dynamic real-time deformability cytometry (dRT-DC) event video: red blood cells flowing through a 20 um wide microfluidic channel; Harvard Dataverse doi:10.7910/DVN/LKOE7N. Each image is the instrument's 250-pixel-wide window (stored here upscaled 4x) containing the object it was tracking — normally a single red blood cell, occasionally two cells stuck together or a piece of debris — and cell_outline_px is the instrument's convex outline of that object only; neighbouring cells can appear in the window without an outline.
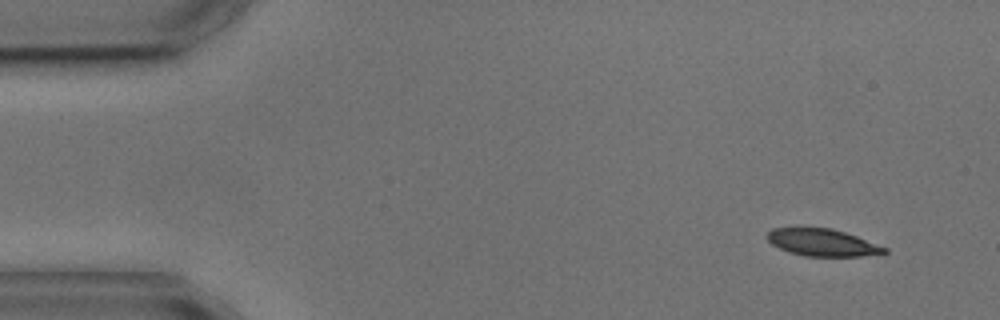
{"species": "common noctule bat (a hibernating species)", "species_latin": "Nyctalus noctula", "temperature_condition": "cold", "stored_images_in_passage": 3, "camera_frame_rate_fps": 3000, "um_per_image_px": 0.085, "animal": {"sex": "male", "body_mass_g": 17.9, "forearm_length_mm": 54.2}, "frame": {"image": 1, "passage_image": 1, "time_ms": 0.0, "image_size_px": [1000, 320], "cell_outline_px": [[888, 252], [860, 256], [804, 256], [788, 252], [772, 244], [764, 236], [772, 228], [832, 228], [856, 236], [888, 248]], "centroid_in_image_um": [69.87, 20.61], "position_along_channel_um": 15.1, "area_um2": 18.44}}
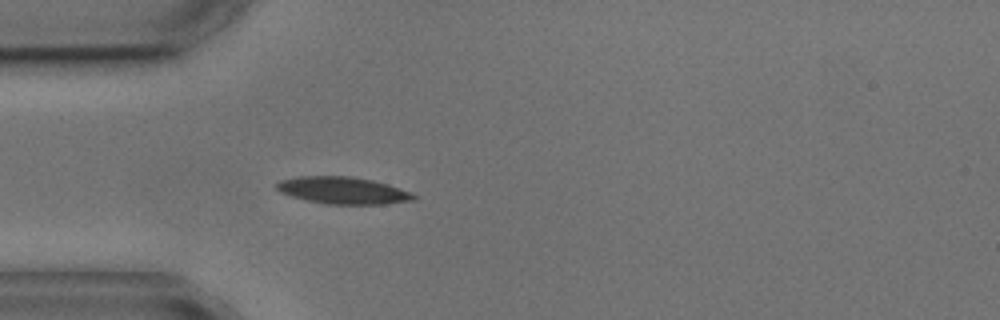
{"frame": {"image": 2, "passage_image": 3, "time_ms": 3.667, "image_size_px": [1000, 320], "cell_outline_px": [[416, 200], [384, 204], [324, 204], [292, 196], [280, 192], [276, 188], [276, 184], [280, 180], [296, 176], [352, 176], [372, 180], [388, 184], [412, 192], [416, 196]], "centroid_in_image_um": [29.17, 16.18], "position_along_channel_um": 55.8, "area_um2": 21.68}}